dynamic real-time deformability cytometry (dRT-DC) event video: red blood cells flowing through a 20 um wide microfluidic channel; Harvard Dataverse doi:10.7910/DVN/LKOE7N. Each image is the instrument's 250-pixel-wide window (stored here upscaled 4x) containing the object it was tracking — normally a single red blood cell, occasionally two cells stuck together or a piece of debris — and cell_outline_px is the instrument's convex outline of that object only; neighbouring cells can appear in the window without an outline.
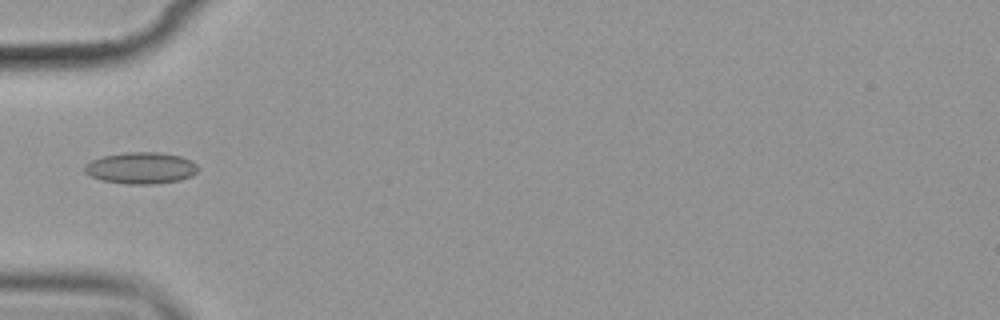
{"species": "common noctule bat (a hibernating species)", "species_latin": "Nyctalus noctula", "temperature_condition": "cold", "stored_images_in_passage": 8, "camera_frame_rate_fps": 3000, "um_per_image_px": 0.085, "animal": {"sex": "female", "body_mass_g": 19.9}, "frame": {"image": 1, "passage_image": 6, "time_ms": 6.0, "image_size_px": [1000, 320], "cell_outline_px": [[200, 168], [192, 176], [180, 180], [152, 184], [128, 184], [100, 180], [88, 176], [84, 172], [84, 164], [92, 160], [104, 156], [124, 152], [160, 152], [180, 156], [192, 160]], "centroid_in_image_um": [11.97, 14.28], "position_along_channel_um": 73.0, "area_um2": 21.1}}
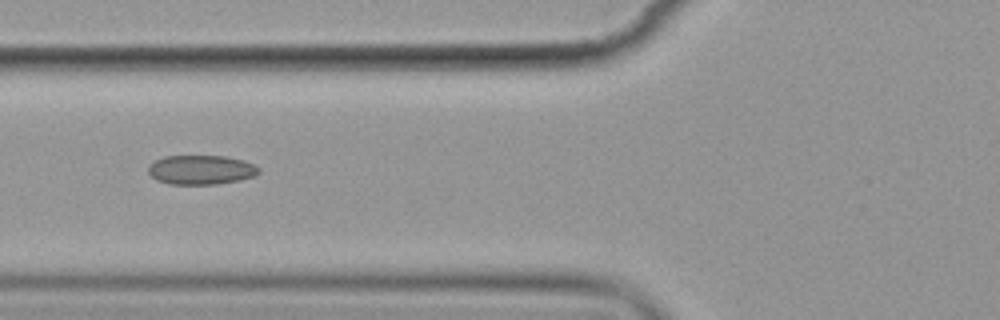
{"frame": {"image": 2, "passage_image": 7, "time_ms": 7.0, "image_size_px": [1000, 320], "cell_outline_px": [[260, 172], [256, 176], [240, 180], [216, 184], [168, 184], [156, 180], [148, 172], [148, 164], [164, 156], [224, 156], [244, 160], [256, 164], [260, 168]], "centroid_in_image_um": [17.12, 14.43], "position_along_channel_um": 108.7, "area_um2": 19.13}}
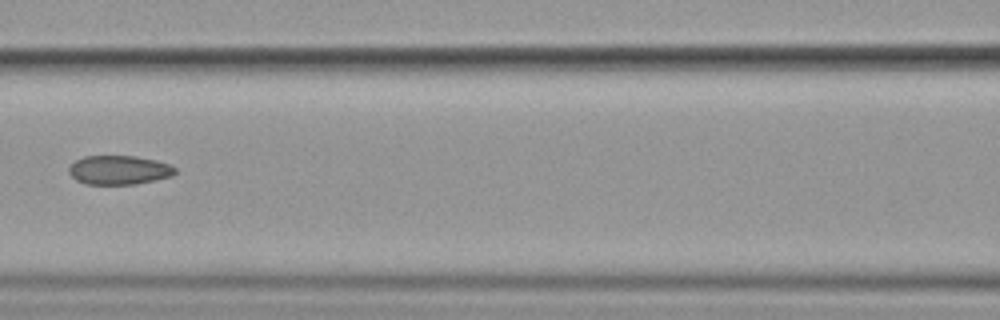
{"frame": {"image": 3, "passage_image": 8, "time_ms": 8.333, "image_size_px": [1000, 320], "cell_outline_px": [[176, 172], [172, 176], [156, 180], [136, 184], [84, 184], [76, 180], [68, 172], [68, 168], [76, 160], [84, 156], [136, 156], [156, 160], [168, 164], [176, 168]], "centroid_in_image_um": [10.12, 14.45], "position_along_channel_um": 156.5, "area_um2": 18.03}}